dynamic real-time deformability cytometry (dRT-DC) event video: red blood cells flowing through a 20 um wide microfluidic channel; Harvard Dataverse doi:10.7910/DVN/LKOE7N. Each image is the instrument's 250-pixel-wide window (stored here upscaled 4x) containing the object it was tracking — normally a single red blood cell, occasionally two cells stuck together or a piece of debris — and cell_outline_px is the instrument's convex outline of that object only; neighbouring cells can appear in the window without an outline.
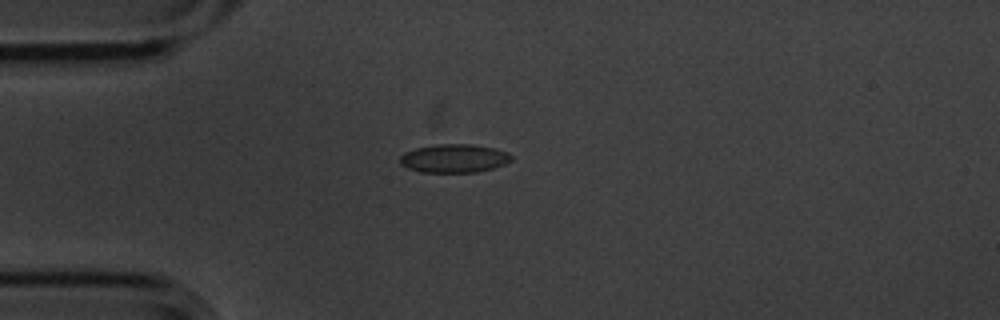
{"species": "common noctule bat (a hibernating species)", "species_latin": "Nyctalus noctula", "temperature_condition": "cold", "stored_images_in_passage": 8, "camera_frame_rate_fps": 3000, "um_per_image_px": 0.085, "animal": {"sex": "male", "body_mass_g": 20.1, "forearm_length_mm": 53.5}, "frame": {"image": 1, "passage_image": 1, "time_ms": 0.0, "image_size_px": [1000, 320], "cell_outline_px": [[512, 160], [504, 164], [492, 168], [476, 172], [420, 172], [408, 168], [400, 164], [400, 156], [404, 152], [416, 148], [436, 144], [472, 144], [496, 148], [508, 152], [512, 156]], "centroid_in_image_um": [38.6, 13.45], "position_along_channel_um": 46.4, "area_um2": 18.55}}
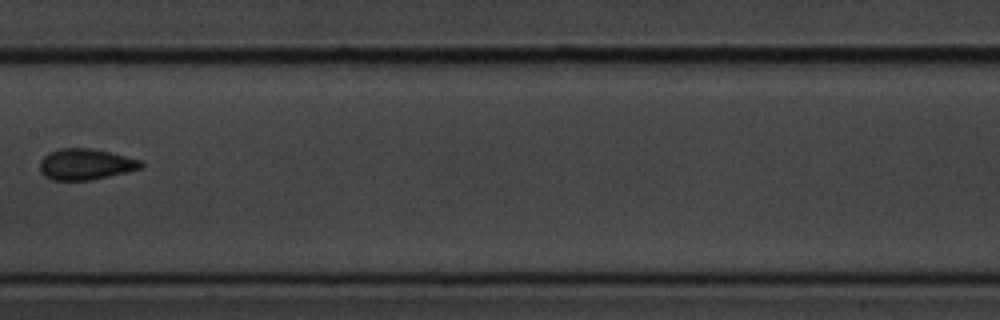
{"frame": {"image": 2, "passage_image": 5, "time_ms": 1.333, "image_size_px": [1000, 320], "cell_outline_px": [[144, 164], [140, 168], [128, 172], [92, 180], [52, 180], [44, 176], [40, 172], [40, 160], [48, 152], [60, 148], [92, 148], [112, 152], [140, 160]], "centroid_in_image_um": [7.26, 13.96], "position_along_channel_um": 200.1, "area_um2": 18.5}}
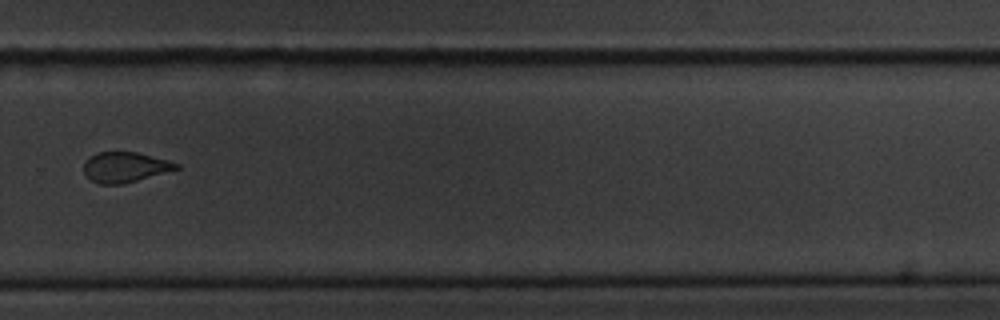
{"frame": {"image": 3, "passage_image": 8, "time_ms": 2.333, "image_size_px": [1000, 320], "cell_outline_px": [[180, 168], [136, 180], [120, 184], [100, 184], [92, 180], [84, 172], [84, 160], [88, 156], [96, 152], [136, 152], [168, 160], [180, 164]], "centroid_in_image_um": [10.59, 14.19], "position_along_channel_um": 319.2, "area_um2": 16.13}}